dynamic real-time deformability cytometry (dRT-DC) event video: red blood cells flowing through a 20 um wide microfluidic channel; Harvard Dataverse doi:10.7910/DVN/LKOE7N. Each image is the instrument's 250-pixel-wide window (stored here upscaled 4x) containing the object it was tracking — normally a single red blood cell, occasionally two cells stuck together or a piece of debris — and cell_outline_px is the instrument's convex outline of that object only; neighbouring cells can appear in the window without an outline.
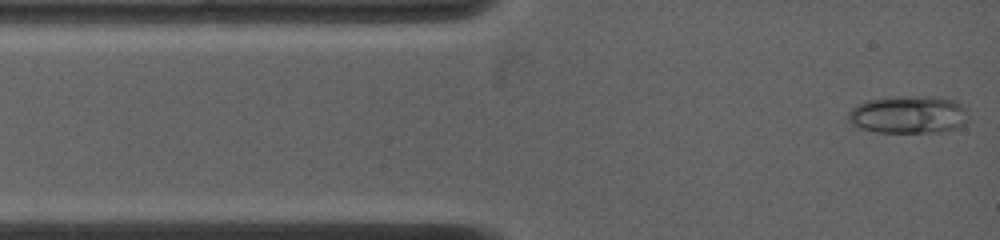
{"species": "common noctule bat (a hibernating species)", "species_latin": "Nyctalus noctula", "temperature_condition": "warm", "stored_images_in_passage": 62, "camera_frame_rate_fps": 4500, "um_per_image_px": 0.085, "animal": {"sex": "female", "body_mass_g": 19.0, "forearm_length_mm": 53.3}, "frame": {"image": 1, "passage_image": 1, "time_ms": 0.0, "image_size_px": [1000, 240], "cell_outline_px": [[964, 120], [960, 124], [952, 128], [940, 132], [876, 132], [860, 128], [852, 124], [848, 116], [848, 112], [856, 104], [868, 100], [904, 96], [932, 96], [956, 100], [964, 108]], "centroid_in_image_um": [77.14, 9.73], "position_along_channel_um": 7.9, "area_um2": 25.89}}
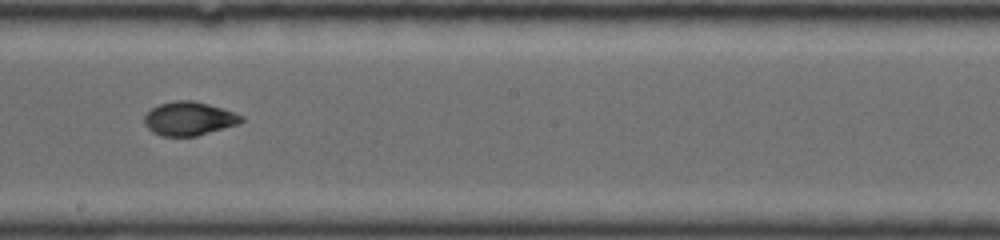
{"frame": {"image": 2, "passage_image": 39, "time_ms": 6.889, "image_size_px": [1000, 240], "cell_outline_px": [[244, 120], [236, 124], [196, 136], [160, 136], [152, 132], [144, 124], [144, 116], [152, 108], [160, 104], [176, 100], [192, 100], [208, 104], [244, 116]], "centroid_in_image_um": [16.02, 10.08], "position_along_channel_um": 232.2, "area_um2": 18.79}}
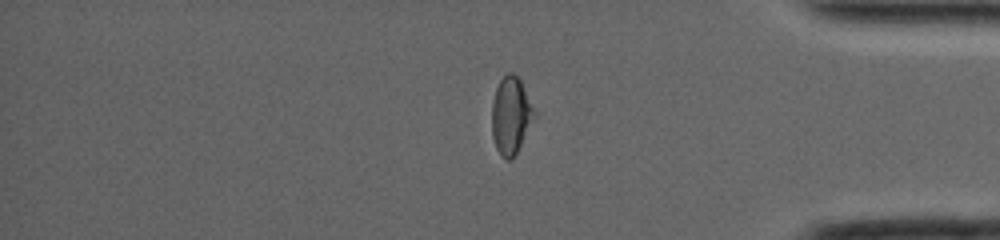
{"frame": {"image": 3, "passage_image": 57, "time_ms": 11.556, "image_size_px": [1000, 240], "cell_outline_px": [[536, 116], [516, 152], [508, 160], [504, 160], [500, 156], [496, 148], [492, 136], [492, 100], [496, 88], [500, 80], [508, 72], [512, 72], [520, 80], [536, 112]], "centroid_in_image_um": [43.41, 9.81], "position_along_channel_um": 391.8, "area_um2": 18.96}, "authors_computed_cell_mechanics": {"area_um2": 19.3341, "velocity_mm_per_s": 3.8925, "shape_relaxation_time_tau1_ms": 7.7057, "shape_relaxation_time_tau2_ms": 1.8141, "deformation_change_tau1": 0.2397, "deformation_change_tau2": 0.051}}